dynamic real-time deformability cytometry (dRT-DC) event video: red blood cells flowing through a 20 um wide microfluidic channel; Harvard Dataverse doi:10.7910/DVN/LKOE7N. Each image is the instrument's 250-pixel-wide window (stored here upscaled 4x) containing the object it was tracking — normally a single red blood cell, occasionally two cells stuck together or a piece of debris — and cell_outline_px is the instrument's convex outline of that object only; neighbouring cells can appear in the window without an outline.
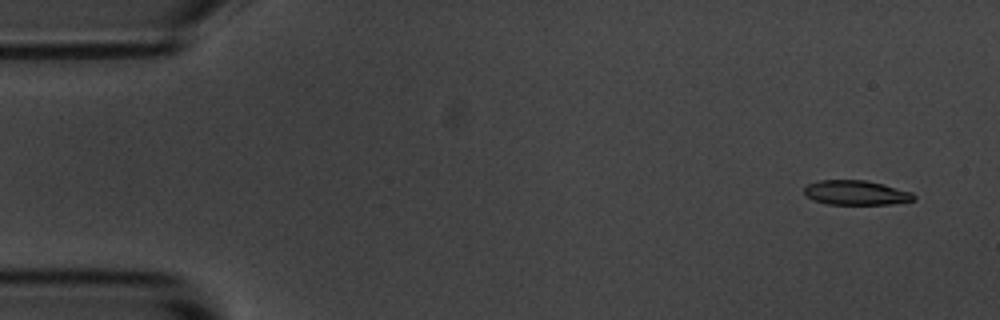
{"species": "common noctule bat (a hibernating species)", "species_latin": "Nyctalus noctula", "temperature_condition": "room temperature", "stored_images_in_passage": 6, "segment_of_instrument_passage": [2, 2], "camera_frame_rate_fps": 3000, "um_per_image_px": 0.085, "animal": {"sex": "male", "body_mass_g": 20.1, "forearm_length_mm": 53.5}, "frame": {"image": 1, "passage_image": 6, "time_ms": 6.0, "image_size_px": [1000, 320], "cell_outline_px": [[916, 200], [888, 204], [828, 204], [804, 196], [804, 188], [808, 184], [820, 180], [864, 180], [884, 184], [912, 192], [916, 196]], "centroid_in_image_um": [72.77, 16.37], "position_along_channel_um": 12.2, "area_um2": 15.66}}